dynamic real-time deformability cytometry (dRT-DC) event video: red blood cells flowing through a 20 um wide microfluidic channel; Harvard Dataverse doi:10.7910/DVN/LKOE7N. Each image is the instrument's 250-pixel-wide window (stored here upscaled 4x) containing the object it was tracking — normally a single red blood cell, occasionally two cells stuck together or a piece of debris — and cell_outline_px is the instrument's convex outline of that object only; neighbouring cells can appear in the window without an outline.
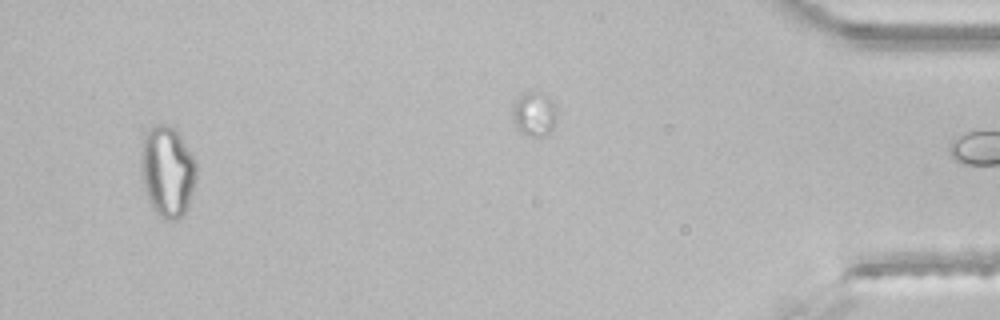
{"species": "common noctule bat (a hibernating species)", "species_latin": "Nyctalus noctula", "temperature_condition": "room temperature", "stored_images_in_passage": 43, "segment_of_instrument_passage": [2, 2], "camera_frame_rate_fps": 3000, "um_per_image_px": 0.085, "animal": {"sex": "male", "body_mass_g": 21.5, "forearm_length_mm": 52.0}, "frame": {"image": 1, "passage_image": 42, "time_ms": 13.667, "image_size_px": [1000, 320], "cell_outline_px": [[196, 180], [188, 204], [184, 212], [176, 220], [164, 220], [152, 208], [140, 176], [140, 144], [144, 132], [152, 124], [164, 124], [176, 128], [192, 156], [196, 164]], "centroid_in_image_um": [14.18, 14.51], "position_along_channel_um": 421.0, "area_um2": 29.77}}